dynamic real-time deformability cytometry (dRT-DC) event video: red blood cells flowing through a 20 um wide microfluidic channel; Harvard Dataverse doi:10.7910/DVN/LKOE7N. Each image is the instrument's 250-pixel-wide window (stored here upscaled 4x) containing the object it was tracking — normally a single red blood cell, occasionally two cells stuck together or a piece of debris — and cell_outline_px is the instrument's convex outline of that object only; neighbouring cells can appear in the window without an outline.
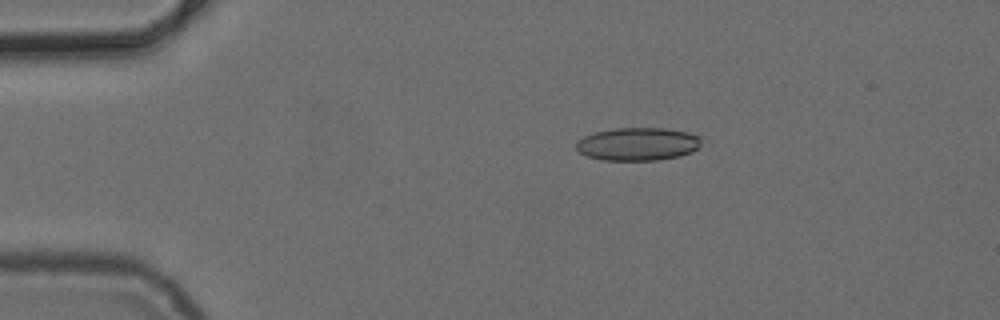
{"species": "common noctule bat (a hibernating species)", "species_latin": "Nyctalus noctula", "temperature_condition": "cold", "stored_images_in_passage": 6, "camera_frame_rate_fps": 3000, "um_per_image_px": 0.085, "animal": {"sex": "female", "body_mass_g": 24.6, "forearm_length_mm": 56.2}, "frame": {"image": 1, "passage_image": 3, "time_ms": 2.333, "image_size_px": [1000, 320], "cell_outline_px": [[704, 136], [700, 144], [692, 152], [680, 156], [660, 160], [604, 160], [588, 156], [580, 152], [576, 148], [576, 140], [584, 136], [596, 132], [616, 128], [668, 128], [688, 132]], "centroid_in_image_um": [54.26, 12.23], "position_along_channel_um": 30.7, "area_um2": 24.28}}
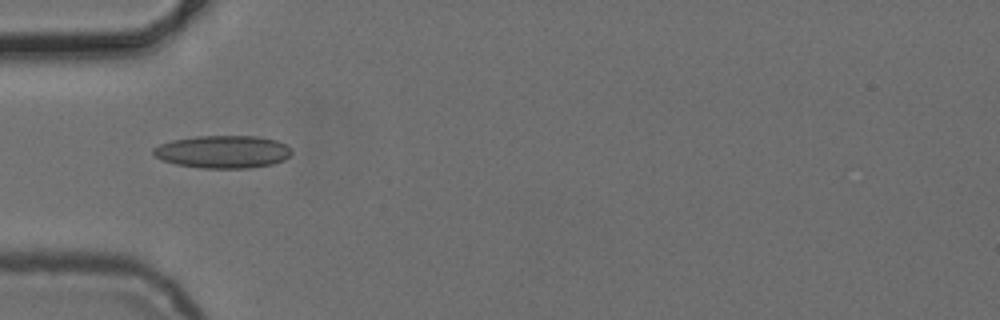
{"frame": {"image": 2, "passage_image": 5, "time_ms": 4.667, "image_size_px": [1000, 320], "cell_outline_px": [[292, 152], [284, 160], [272, 164], [248, 168], [200, 168], [176, 164], [160, 160], [152, 152], [152, 148], [160, 144], [172, 140], [196, 136], [256, 136], [276, 140], [284, 144]], "centroid_in_image_um": [18.9, 12.9], "position_along_channel_um": 66.1, "area_um2": 26.3}}
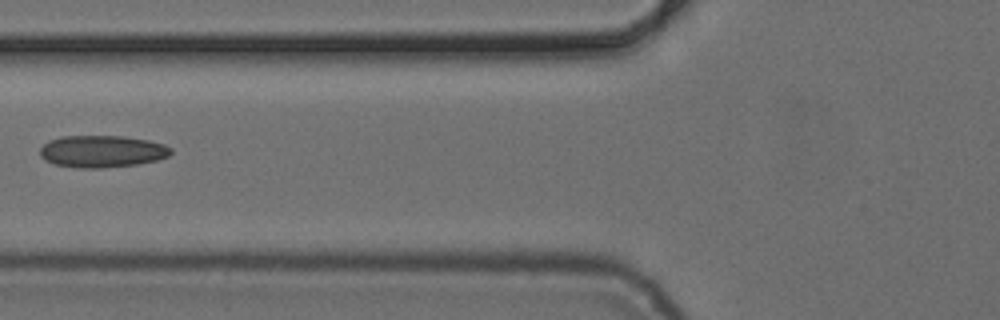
{"frame": {"image": 3, "passage_image": 6, "time_ms": 6.0, "image_size_px": [1000, 320], "cell_outline_px": [[172, 152], [168, 156], [156, 160], [136, 164], [100, 168], [80, 168], [56, 164], [44, 160], [40, 156], [40, 148], [48, 140], [60, 136], [124, 136], [148, 140], [164, 144], [172, 148]], "centroid_in_image_um": [8.66, 12.86], "position_along_channel_um": 117.1, "area_um2": 24.45}}